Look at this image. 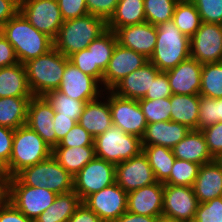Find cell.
I'll return each mask as SVG.
<instances>
[{
  "label": "cell",
  "instance_id": "cell-1",
  "mask_svg": "<svg viewBox=\"0 0 222 222\" xmlns=\"http://www.w3.org/2000/svg\"><path fill=\"white\" fill-rule=\"evenodd\" d=\"M0 32L13 46L21 64L42 56L54 47L53 39L38 31L20 11L4 24Z\"/></svg>",
  "mask_w": 222,
  "mask_h": 222
},
{
  "label": "cell",
  "instance_id": "cell-2",
  "mask_svg": "<svg viewBox=\"0 0 222 222\" xmlns=\"http://www.w3.org/2000/svg\"><path fill=\"white\" fill-rule=\"evenodd\" d=\"M107 30V22L98 16H85L65 20L53 40L54 47L64 56L86 49L93 40Z\"/></svg>",
  "mask_w": 222,
  "mask_h": 222
},
{
  "label": "cell",
  "instance_id": "cell-3",
  "mask_svg": "<svg viewBox=\"0 0 222 222\" xmlns=\"http://www.w3.org/2000/svg\"><path fill=\"white\" fill-rule=\"evenodd\" d=\"M69 58L55 47L24 63L27 83L33 96H45L60 86Z\"/></svg>",
  "mask_w": 222,
  "mask_h": 222
},
{
  "label": "cell",
  "instance_id": "cell-4",
  "mask_svg": "<svg viewBox=\"0 0 222 222\" xmlns=\"http://www.w3.org/2000/svg\"><path fill=\"white\" fill-rule=\"evenodd\" d=\"M156 27V44L148 60L161 72H166L190 57V38L184 35L172 20Z\"/></svg>",
  "mask_w": 222,
  "mask_h": 222
},
{
  "label": "cell",
  "instance_id": "cell-5",
  "mask_svg": "<svg viewBox=\"0 0 222 222\" xmlns=\"http://www.w3.org/2000/svg\"><path fill=\"white\" fill-rule=\"evenodd\" d=\"M52 155V148L42 137L27 125L14 131L12 152L5 169L14 177L24 168L46 160Z\"/></svg>",
  "mask_w": 222,
  "mask_h": 222
},
{
  "label": "cell",
  "instance_id": "cell-6",
  "mask_svg": "<svg viewBox=\"0 0 222 222\" xmlns=\"http://www.w3.org/2000/svg\"><path fill=\"white\" fill-rule=\"evenodd\" d=\"M16 177L26 186L47 188L56 194L73 190L74 177L52 155L44 161L24 168Z\"/></svg>",
  "mask_w": 222,
  "mask_h": 222
},
{
  "label": "cell",
  "instance_id": "cell-7",
  "mask_svg": "<svg viewBox=\"0 0 222 222\" xmlns=\"http://www.w3.org/2000/svg\"><path fill=\"white\" fill-rule=\"evenodd\" d=\"M95 155L115 165L129 160L143 151L141 138L127 134L112 124L94 138Z\"/></svg>",
  "mask_w": 222,
  "mask_h": 222
},
{
  "label": "cell",
  "instance_id": "cell-8",
  "mask_svg": "<svg viewBox=\"0 0 222 222\" xmlns=\"http://www.w3.org/2000/svg\"><path fill=\"white\" fill-rule=\"evenodd\" d=\"M116 165L95 157L73 179V190L83 201L92 193L116 182Z\"/></svg>",
  "mask_w": 222,
  "mask_h": 222
},
{
  "label": "cell",
  "instance_id": "cell-9",
  "mask_svg": "<svg viewBox=\"0 0 222 222\" xmlns=\"http://www.w3.org/2000/svg\"><path fill=\"white\" fill-rule=\"evenodd\" d=\"M198 205L193 187L164 184L163 222H193Z\"/></svg>",
  "mask_w": 222,
  "mask_h": 222
},
{
  "label": "cell",
  "instance_id": "cell-10",
  "mask_svg": "<svg viewBox=\"0 0 222 222\" xmlns=\"http://www.w3.org/2000/svg\"><path fill=\"white\" fill-rule=\"evenodd\" d=\"M56 196L47 188L26 186L16 176L12 178L10 203L29 219L35 221L53 204Z\"/></svg>",
  "mask_w": 222,
  "mask_h": 222
},
{
  "label": "cell",
  "instance_id": "cell-11",
  "mask_svg": "<svg viewBox=\"0 0 222 222\" xmlns=\"http://www.w3.org/2000/svg\"><path fill=\"white\" fill-rule=\"evenodd\" d=\"M19 11L38 31L53 40L64 22L57 0H21Z\"/></svg>",
  "mask_w": 222,
  "mask_h": 222
},
{
  "label": "cell",
  "instance_id": "cell-12",
  "mask_svg": "<svg viewBox=\"0 0 222 222\" xmlns=\"http://www.w3.org/2000/svg\"><path fill=\"white\" fill-rule=\"evenodd\" d=\"M106 92L111 111L112 124L127 134L142 138L147 122L142 113L138 100L124 98L116 95L111 90Z\"/></svg>",
  "mask_w": 222,
  "mask_h": 222
},
{
  "label": "cell",
  "instance_id": "cell-13",
  "mask_svg": "<svg viewBox=\"0 0 222 222\" xmlns=\"http://www.w3.org/2000/svg\"><path fill=\"white\" fill-rule=\"evenodd\" d=\"M190 57L199 63L222 62V25L202 22L190 38Z\"/></svg>",
  "mask_w": 222,
  "mask_h": 222
},
{
  "label": "cell",
  "instance_id": "cell-14",
  "mask_svg": "<svg viewBox=\"0 0 222 222\" xmlns=\"http://www.w3.org/2000/svg\"><path fill=\"white\" fill-rule=\"evenodd\" d=\"M82 203L104 222H114L127 211L128 193L115 182L90 194Z\"/></svg>",
  "mask_w": 222,
  "mask_h": 222
},
{
  "label": "cell",
  "instance_id": "cell-15",
  "mask_svg": "<svg viewBox=\"0 0 222 222\" xmlns=\"http://www.w3.org/2000/svg\"><path fill=\"white\" fill-rule=\"evenodd\" d=\"M115 176L116 183L126 193L157 182L143 151L129 160L116 164Z\"/></svg>",
  "mask_w": 222,
  "mask_h": 222
},
{
  "label": "cell",
  "instance_id": "cell-16",
  "mask_svg": "<svg viewBox=\"0 0 222 222\" xmlns=\"http://www.w3.org/2000/svg\"><path fill=\"white\" fill-rule=\"evenodd\" d=\"M98 83L94 77L82 72L68 61L57 90L75 100L89 102L102 96L100 92L103 90L99 89Z\"/></svg>",
  "mask_w": 222,
  "mask_h": 222
},
{
  "label": "cell",
  "instance_id": "cell-17",
  "mask_svg": "<svg viewBox=\"0 0 222 222\" xmlns=\"http://www.w3.org/2000/svg\"><path fill=\"white\" fill-rule=\"evenodd\" d=\"M149 60L134 50L116 44L111 59L103 73L102 84L106 90H111L120 80L141 68Z\"/></svg>",
  "mask_w": 222,
  "mask_h": 222
},
{
  "label": "cell",
  "instance_id": "cell-18",
  "mask_svg": "<svg viewBox=\"0 0 222 222\" xmlns=\"http://www.w3.org/2000/svg\"><path fill=\"white\" fill-rule=\"evenodd\" d=\"M117 43L122 47L143 54L149 59L154 51L157 39V27L149 22L128 25L115 31Z\"/></svg>",
  "mask_w": 222,
  "mask_h": 222
},
{
  "label": "cell",
  "instance_id": "cell-19",
  "mask_svg": "<svg viewBox=\"0 0 222 222\" xmlns=\"http://www.w3.org/2000/svg\"><path fill=\"white\" fill-rule=\"evenodd\" d=\"M55 111L44 96H33L28 104L26 125L38 133L53 149L56 146V134L53 130Z\"/></svg>",
  "mask_w": 222,
  "mask_h": 222
},
{
  "label": "cell",
  "instance_id": "cell-20",
  "mask_svg": "<svg viewBox=\"0 0 222 222\" xmlns=\"http://www.w3.org/2000/svg\"><path fill=\"white\" fill-rule=\"evenodd\" d=\"M164 184L156 182L128 193L127 211L143 216L162 217Z\"/></svg>",
  "mask_w": 222,
  "mask_h": 222
},
{
  "label": "cell",
  "instance_id": "cell-21",
  "mask_svg": "<svg viewBox=\"0 0 222 222\" xmlns=\"http://www.w3.org/2000/svg\"><path fill=\"white\" fill-rule=\"evenodd\" d=\"M161 71L150 61L120 80L111 91L124 98L139 100L145 97L152 81Z\"/></svg>",
  "mask_w": 222,
  "mask_h": 222
},
{
  "label": "cell",
  "instance_id": "cell-22",
  "mask_svg": "<svg viewBox=\"0 0 222 222\" xmlns=\"http://www.w3.org/2000/svg\"><path fill=\"white\" fill-rule=\"evenodd\" d=\"M202 64L194 58L179 63L173 69L166 71L173 94H199L201 88Z\"/></svg>",
  "mask_w": 222,
  "mask_h": 222
},
{
  "label": "cell",
  "instance_id": "cell-23",
  "mask_svg": "<svg viewBox=\"0 0 222 222\" xmlns=\"http://www.w3.org/2000/svg\"><path fill=\"white\" fill-rule=\"evenodd\" d=\"M190 130L186 125L171 120L147 124L141 138L142 146L157 145L172 149Z\"/></svg>",
  "mask_w": 222,
  "mask_h": 222
},
{
  "label": "cell",
  "instance_id": "cell-24",
  "mask_svg": "<svg viewBox=\"0 0 222 222\" xmlns=\"http://www.w3.org/2000/svg\"><path fill=\"white\" fill-rule=\"evenodd\" d=\"M193 189L199 203L222 197V164L214 160L201 165Z\"/></svg>",
  "mask_w": 222,
  "mask_h": 222
},
{
  "label": "cell",
  "instance_id": "cell-25",
  "mask_svg": "<svg viewBox=\"0 0 222 222\" xmlns=\"http://www.w3.org/2000/svg\"><path fill=\"white\" fill-rule=\"evenodd\" d=\"M172 151L176 159H182L200 165L215 160L208 150L202 131L199 129H191L185 138L172 148Z\"/></svg>",
  "mask_w": 222,
  "mask_h": 222
},
{
  "label": "cell",
  "instance_id": "cell-26",
  "mask_svg": "<svg viewBox=\"0 0 222 222\" xmlns=\"http://www.w3.org/2000/svg\"><path fill=\"white\" fill-rule=\"evenodd\" d=\"M99 98L85 104L78 123L84 127L93 138L104 133L112 126L111 111L107 102L98 101Z\"/></svg>",
  "mask_w": 222,
  "mask_h": 222
},
{
  "label": "cell",
  "instance_id": "cell-27",
  "mask_svg": "<svg viewBox=\"0 0 222 222\" xmlns=\"http://www.w3.org/2000/svg\"><path fill=\"white\" fill-rule=\"evenodd\" d=\"M3 97H33L24 64L0 68V98Z\"/></svg>",
  "mask_w": 222,
  "mask_h": 222
},
{
  "label": "cell",
  "instance_id": "cell-28",
  "mask_svg": "<svg viewBox=\"0 0 222 222\" xmlns=\"http://www.w3.org/2000/svg\"><path fill=\"white\" fill-rule=\"evenodd\" d=\"M199 100L200 94H172L170 120L189 129H198Z\"/></svg>",
  "mask_w": 222,
  "mask_h": 222
},
{
  "label": "cell",
  "instance_id": "cell-29",
  "mask_svg": "<svg viewBox=\"0 0 222 222\" xmlns=\"http://www.w3.org/2000/svg\"><path fill=\"white\" fill-rule=\"evenodd\" d=\"M143 22H146L144 0H119L115 12L107 21V29L115 31Z\"/></svg>",
  "mask_w": 222,
  "mask_h": 222
},
{
  "label": "cell",
  "instance_id": "cell-30",
  "mask_svg": "<svg viewBox=\"0 0 222 222\" xmlns=\"http://www.w3.org/2000/svg\"><path fill=\"white\" fill-rule=\"evenodd\" d=\"M81 203V198L74 190L57 194L53 204L42 212L34 222H68Z\"/></svg>",
  "mask_w": 222,
  "mask_h": 222
},
{
  "label": "cell",
  "instance_id": "cell-31",
  "mask_svg": "<svg viewBox=\"0 0 222 222\" xmlns=\"http://www.w3.org/2000/svg\"><path fill=\"white\" fill-rule=\"evenodd\" d=\"M52 156L74 177L86 164L96 157L95 146L53 148Z\"/></svg>",
  "mask_w": 222,
  "mask_h": 222
},
{
  "label": "cell",
  "instance_id": "cell-32",
  "mask_svg": "<svg viewBox=\"0 0 222 222\" xmlns=\"http://www.w3.org/2000/svg\"><path fill=\"white\" fill-rule=\"evenodd\" d=\"M32 97L0 98V126L17 129L26 125L27 109Z\"/></svg>",
  "mask_w": 222,
  "mask_h": 222
},
{
  "label": "cell",
  "instance_id": "cell-33",
  "mask_svg": "<svg viewBox=\"0 0 222 222\" xmlns=\"http://www.w3.org/2000/svg\"><path fill=\"white\" fill-rule=\"evenodd\" d=\"M143 153L147 156L156 181L164 183L170 177V172L176 159L172 149L150 145L143 146Z\"/></svg>",
  "mask_w": 222,
  "mask_h": 222
},
{
  "label": "cell",
  "instance_id": "cell-34",
  "mask_svg": "<svg viewBox=\"0 0 222 222\" xmlns=\"http://www.w3.org/2000/svg\"><path fill=\"white\" fill-rule=\"evenodd\" d=\"M172 21L187 37L191 38L202 21L197 8L191 0H179L175 6Z\"/></svg>",
  "mask_w": 222,
  "mask_h": 222
},
{
  "label": "cell",
  "instance_id": "cell-35",
  "mask_svg": "<svg viewBox=\"0 0 222 222\" xmlns=\"http://www.w3.org/2000/svg\"><path fill=\"white\" fill-rule=\"evenodd\" d=\"M200 95L222 98V62L202 65Z\"/></svg>",
  "mask_w": 222,
  "mask_h": 222
},
{
  "label": "cell",
  "instance_id": "cell-36",
  "mask_svg": "<svg viewBox=\"0 0 222 222\" xmlns=\"http://www.w3.org/2000/svg\"><path fill=\"white\" fill-rule=\"evenodd\" d=\"M44 97L52 105L53 110L56 113H60V116L72 117V119L77 122L83 112L85 104L87 103L68 97L58 90H53Z\"/></svg>",
  "mask_w": 222,
  "mask_h": 222
},
{
  "label": "cell",
  "instance_id": "cell-37",
  "mask_svg": "<svg viewBox=\"0 0 222 222\" xmlns=\"http://www.w3.org/2000/svg\"><path fill=\"white\" fill-rule=\"evenodd\" d=\"M179 0H144L146 22L157 26L172 20Z\"/></svg>",
  "mask_w": 222,
  "mask_h": 222
},
{
  "label": "cell",
  "instance_id": "cell-38",
  "mask_svg": "<svg viewBox=\"0 0 222 222\" xmlns=\"http://www.w3.org/2000/svg\"><path fill=\"white\" fill-rule=\"evenodd\" d=\"M200 166L198 163L175 159L170 177L163 184L193 187Z\"/></svg>",
  "mask_w": 222,
  "mask_h": 222
},
{
  "label": "cell",
  "instance_id": "cell-39",
  "mask_svg": "<svg viewBox=\"0 0 222 222\" xmlns=\"http://www.w3.org/2000/svg\"><path fill=\"white\" fill-rule=\"evenodd\" d=\"M116 44L115 32L108 29L93 40L94 65H97L103 72L108 66Z\"/></svg>",
  "mask_w": 222,
  "mask_h": 222
},
{
  "label": "cell",
  "instance_id": "cell-40",
  "mask_svg": "<svg viewBox=\"0 0 222 222\" xmlns=\"http://www.w3.org/2000/svg\"><path fill=\"white\" fill-rule=\"evenodd\" d=\"M138 103L141 107L142 113L145 116L147 124L160 121H170V97L157 98L155 100L139 99Z\"/></svg>",
  "mask_w": 222,
  "mask_h": 222
},
{
  "label": "cell",
  "instance_id": "cell-41",
  "mask_svg": "<svg viewBox=\"0 0 222 222\" xmlns=\"http://www.w3.org/2000/svg\"><path fill=\"white\" fill-rule=\"evenodd\" d=\"M68 58L69 61L82 72L94 77L99 83H102L104 72L97 65H94L93 41L86 49L75 52Z\"/></svg>",
  "mask_w": 222,
  "mask_h": 222
},
{
  "label": "cell",
  "instance_id": "cell-42",
  "mask_svg": "<svg viewBox=\"0 0 222 222\" xmlns=\"http://www.w3.org/2000/svg\"><path fill=\"white\" fill-rule=\"evenodd\" d=\"M82 146H94V138L77 122L54 148H75Z\"/></svg>",
  "mask_w": 222,
  "mask_h": 222
},
{
  "label": "cell",
  "instance_id": "cell-43",
  "mask_svg": "<svg viewBox=\"0 0 222 222\" xmlns=\"http://www.w3.org/2000/svg\"><path fill=\"white\" fill-rule=\"evenodd\" d=\"M202 22L222 25V0H191Z\"/></svg>",
  "mask_w": 222,
  "mask_h": 222
},
{
  "label": "cell",
  "instance_id": "cell-44",
  "mask_svg": "<svg viewBox=\"0 0 222 222\" xmlns=\"http://www.w3.org/2000/svg\"><path fill=\"white\" fill-rule=\"evenodd\" d=\"M193 222H222V197L199 203Z\"/></svg>",
  "mask_w": 222,
  "mask_h": 222
},
{
  "label": "cell",
  "instance_id": "cell-45",
  "mask_svg": "<svg viewBox=\"0 0 222 222\" xmlns=\"http://www.w3.org/2000/svg\"><path fill=\"white\" fill-rule=\"evenodd\" d=\"M211 156L218 160L222 156V121L201 129Z\"/></svg>",
  "mask_w": 222,
  "mask_h": 222
},
{
  "label": "cell",
  "instance_id": "cell-46",
  "mask_svg": "<svg viewBox=\"0 0 222 222\" xmlns=\"http://www.w3.org/2000/svg\"><path fill=\"white\" fill-rule=\"evenodd\" d=\"M217 123L216 99L200 95L198 129Z\"/></svg>",
  "mask_w": 222,
  "mask_h": 222
},
{
  "label": "cell",
  "instance_id": "cell-47",
  "mask_svg": "<svg viewBox=\"0 0 222 222\" xmlns=\"http://www.w3.org/2000/svg\"><path fill=\"white\" fill-rule=\"evenodd\" d=\"M57 2L64 21L89 14L86 0H57Z\"/></svg>",
  "mask_w": 222,
  "mask_h": 222
},
{
  "label": "cell",
  "instance_id": "cell-48",
  "mask_svg": "<svg viewBox=\"0 0 222 222\" xmlns=\"http://www.w3.org/2000/svg\"><path fill=\"white\" fill-rule=\"evenodd\" d=\"M171 87L166 72H160L152 81V86L142 99L155 100L159 98H168L172 95Z\"/></svg>",
  "mask_w": 222,
  "mask_h": 222
},
{
  "label": "cell",
  "instance_id": "cell-49",
  "mask_svg": "<svg viewBox=\"0 0 222 222\" xmlns=\"http://www.w3.org/2000/svg\"><path fill=\"white\" fill-rule=\"evenodd\" d=\"M119 0H86L87 11L103 18L106 22L115 12Z\"/></svg>",
  "mask_w": 222,
  "mask_h": 222
},
{
  "label": "cell",
  "instance_id": "cell-50",
  "mask_svg": "<svg viewBox=\"0 0 222 222\" xmlns=\"http://www.w3.org/2000/svg\"><path fill=\"white\" fill-rule=\"evenodd\" d=\"M13 129L0 126V162L6 167L10 160L13 144Z\"/></svg>",
  "mask_w": 222,
  "mask_h": 222
},
{
  "label": "cell",
  "instance_id": "cell-51",
  "mask_svg": "<svg viewBox=\"0 0 222 222\" xmlns=\"http://www.w3.org/2000/svg\"><path fill=\"white\" fill-rule=\"evenodd\" d=\"M77 121L72 117L60 116V113H56L53 117L54 132L56 134V146L60 140L76 125Z\"/></svg>",
  "mask_w": 222,
  "mask_h": 222
},
{
  "label": "cell",
  "instance_id": "cell-52",
  "mask_svg": "<svg viewBox=\"0 0 222 222\" xmlns=\"http://www.w3.org/2000/svg\"><path fill=\"white\" fill-rule=\"evenodd\" d=\"M19 63L13 46L0 32V68Z\"/></svg>",
  "mask_w": 222,
  "mask_h": 222
},
{
  "label": "cell",
  "instance_id": "cell-53",
  "mask_svg": "<svg viewBox=\"0 0 222 222\" xmlns=\"http://www.w3.org/2000/svg\"><path fill=\"white\" fill-rule=\"evenodd\" d=\"M0 222H34V220L27 218L14 205L9 203L0 209Z\"/></svg>",
  "mask_w": 222,
  "mask_h": 222
},
{
  "label": "cell",
  "instance_id": "cell-54",
  "mask_svg": "<svg viewBox=\"0 0 222 222\" xmlns=\"http://www.w3.org/2000/svg\"><path fill=\"white\" fill-rule=\"evenodd\" d=\"M19 12L16 0H0V29Z\"/></svg>",
  "mask_w": 222,
  "mask_h": 222
},
{
  "label": "cell",
  "instance_id": "cell-55",
  "mask_svg": "<svg viewBox=\"0 0 222 222\" xmlns=\"http://www.w3.org/2000/svg\"><path fill=\"white\" fill-rule=\"evenodd\" d=\"M68 222H104L85 204L77 208L74 214L69 218Z\"/></svg>",
  "mask_w": 222,
  "mask_h": 222
},
{
  "label": "cell",
  "instance_id": "cell-56",
  "mask_svg": "<svg viewBox=\"0 0 222 222\" xmlns=\"http://www.w3.org/2000/svg\"><path fill=\"white\" fill-rule=\"evenodd\" d=\"M12 178L9 173H0V209L10 203Z\"/></svg>",
  "mask_w": 222,
  "mask_h": 222
},
{
  "label": "cell",
  "instance_id": "cell-57",
  "mask_svg": "<svg viewBox=\"0 0 222 222\" xmlns=\"http://www.w3.org/2000/svg\"><path fill=\"white\" fill-rule=\"evenodd\" d=\"M114 222H162V217H151L126 211Z\"/></svg>",
  "mask_w": 222,
  "mask_h": 222
},
{
  "label": "cell",
  "instance_id": "cell-58",
  "mask_svg": "<svg viewBox=\"0 0 222 222\" xmlns=\"http://www.w3.org/2000/svg\"><path fill=\"white\" fill-rule=\"evenodd\" d=\"M217 123L222 121V98L216 99Z\"/></svg>",
  "mask_w": 222,
  "mask_h": 222
},
{
  "label": "cell",
  "instance_id": "cell-59",
  "mask_svg": "<svg viewBox=\"0 0 222 222\" xmlns=\"http://www.w3.org/2000/svg\"><path fill=\"white\" fill-rule=\"evenodd\" d=\"M0 173H9L6 169L5 166L0 162Z\"/></svg>",
  "mask_w": 222,
  "mask_h": 222
},
{
  "label": "cell",
  "instance_id": "cell-60",
  "mask_svg": "<svg viewBox=\"0 0 222 222\" xmlns=\"http://www.w3.org/2000/svg\"><path fill=\"white\" fill-rule=\"evenodd\" d=\"M218 161L222 164V156L218 159Z\"/></svg>",
  "mask_w": 222,
  "mask_h": 222
}]
</instances>
